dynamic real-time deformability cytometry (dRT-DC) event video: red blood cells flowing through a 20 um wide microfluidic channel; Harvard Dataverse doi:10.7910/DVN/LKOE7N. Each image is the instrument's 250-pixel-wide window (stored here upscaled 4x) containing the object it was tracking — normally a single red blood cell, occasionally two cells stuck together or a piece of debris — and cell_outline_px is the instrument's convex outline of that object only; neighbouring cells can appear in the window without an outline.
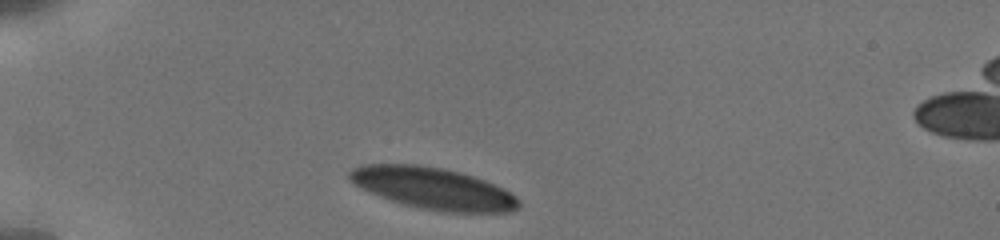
{"species": "human", "species_latin": "Homo sapiens", "temperature_condition": "cold", "stored_images_in_passage": 19, "camera_frame_rate_fps": 3000, "um_per_image_px": 0.085, "donor": {"sex": "male"}, "frame": {"image": 1, "passage_image": 1, "time_ms": 0.0, "image_size_px": [1000, 240], "cell_outline_px": [[520, 208], [508, 212], [444, 212], [404, 204], [388, 200], [360, 188], [348, 176], [348, 172], [352, 168], [360, 164], [416, 164], [440, 168], [472, 176], [484, 180], [504, 188], [512, 192], [520, 200]], "centroid_in_image_um": [36.83, 16.01], "position_along_channel_um": 48.2, "area_um2": 40.98}}
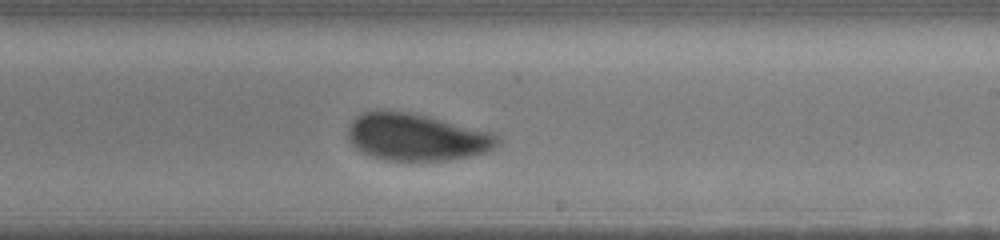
{"frame": {"image": 2, "passage_image": 12, "time_ms": 6.333, "image_size_px": [1000, 240], "cell_outline_px": [[500, 140], [492, 148], [484, 152], [472, 156], [448, 160], [384, 160], [368, 156], [360, 152], [352, 144], [348, 132], [348, 124], [356, 116], [364, 112], [376, 108], [408, 112], [428, 116], [488, 132], [496, 136]], "centroid_in_image_um": [35.3, 11.64], "position_along_channel_um": 253.7, "area_um2": 40.98}}
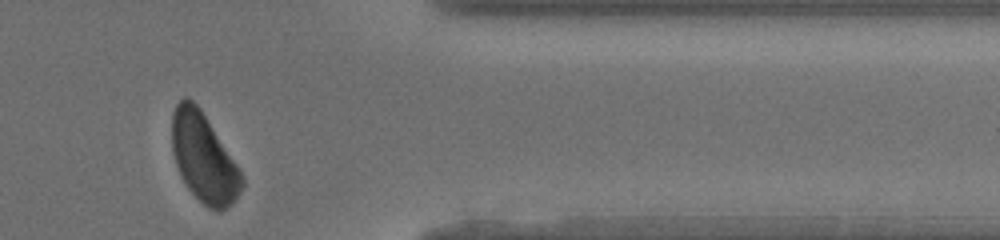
{"frame": {"image": 3, "passage_image": 19, "time_ms": 10.333, "image_size_px": [1000, 240], "cell_outline_px": [[244, 184], [232, 204], [228, 208], [208, 208], [188, 188], [176, 164], [172, 152], [172, 112], [176, 104], [184, 96], [188, 96], [200, 108], [236, 164], [244, 180]], "centroid_in_image_um": [17.29, 13.37], "position_along_channel_um": 394.1, "area_um2": 35.43}, "authors_computed_cell_mechanics": {"area_um2": 42.6564, "velocity_mm_per_s": 3.8044, "shape_relaxation_time_tau1_ms": 2.1271, "shape_relaxation_time_tau2_ms": null, "deformation_change_tau1": 0.1011, "deformation_change_tau2": null}}